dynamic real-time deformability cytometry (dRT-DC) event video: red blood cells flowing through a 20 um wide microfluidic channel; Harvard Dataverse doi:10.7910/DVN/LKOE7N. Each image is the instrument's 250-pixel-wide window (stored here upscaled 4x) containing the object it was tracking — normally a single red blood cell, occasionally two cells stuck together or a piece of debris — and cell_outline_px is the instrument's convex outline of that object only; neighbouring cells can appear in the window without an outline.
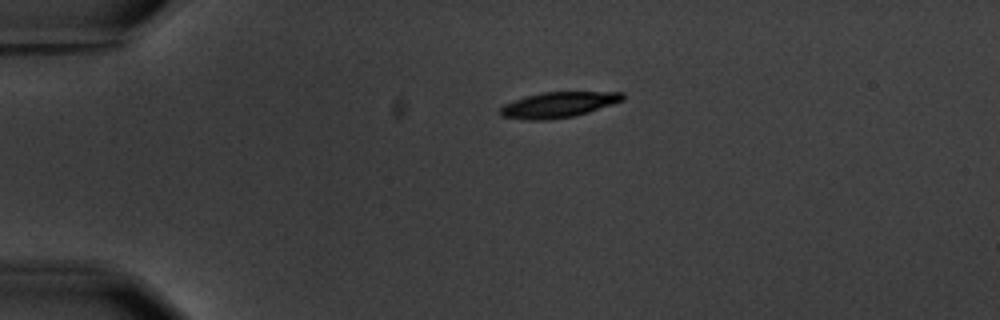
{"species": "common noctule bat (a hibernating species)", "species_latin": "Nyctalus noctula", "temperature_condition": "warm", "stored_images_in_passage": 4, "camera_frame_rate_fps": 3000, "um_per_image_px": 0.085, "animal": {"sex": "male", "body_mass_g": 20.1, "forearm_length_mm": 53.5}, "frame": {"image": 1, "passage_image": 1, "time_ms": 0.0, "image_size_px": [1000, 320], "cell_outline_px": [[624, 100], [576, 116], [544, 120], [528, 120], [500, 116], [500, 108], [504, 104], [524, 96], [540, 92], [624, 92]], "centroid_in_image_um": [47.44, 8.9], "position_along_channel_um": 37.6, "area_um2": 18.26}}
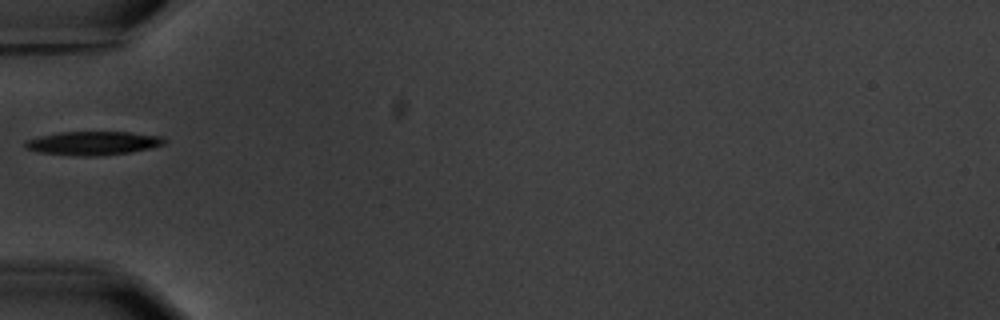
{"frame": {"image": 2, "passage_image": 3, "time_ms": 2.333, "image_size_px": [1000, 320], "cell_outline_px": [[168, 140], [164, 144], [148, 148], [128, 152], [96, 156], [76, 156], [40, 152], [28, 148], [24, 144], [28, 140], [40, 136], [60, 132], [132, 132], [164, 136]], "centroid_in_image_um": [7.98, 12.16], "position_along_channel_um": 77.0, "area_um2": 19.02}}
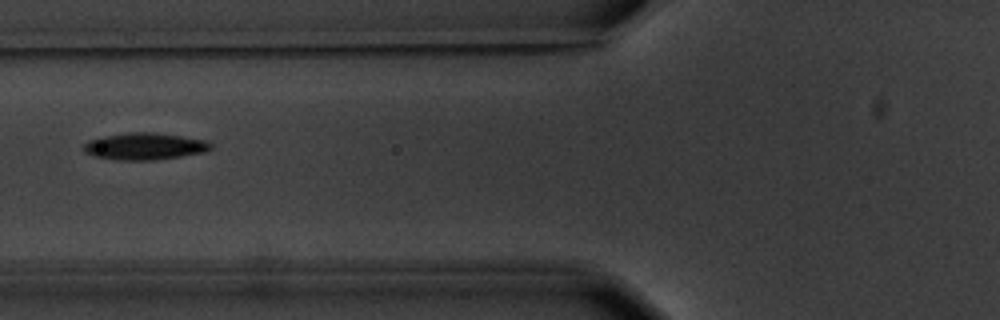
{"frame": {"image": 3, "passage_image": 4, "time_ms": 3.333, "image_size_px": [1000, 320], "cell_outline_px": [[212, 148], [204, 152], [180, 156], [152, 160], [116, 160], [96, 156], [84, 152], [84, 144], [88, 140], [104, 136], [128, 132], [156, 132], [204, 140], [212, 144]], "centroid_in_image_um": [12.28, 12.43], "position_along_channel_um": 113.5, "area_um2": 19.77}}